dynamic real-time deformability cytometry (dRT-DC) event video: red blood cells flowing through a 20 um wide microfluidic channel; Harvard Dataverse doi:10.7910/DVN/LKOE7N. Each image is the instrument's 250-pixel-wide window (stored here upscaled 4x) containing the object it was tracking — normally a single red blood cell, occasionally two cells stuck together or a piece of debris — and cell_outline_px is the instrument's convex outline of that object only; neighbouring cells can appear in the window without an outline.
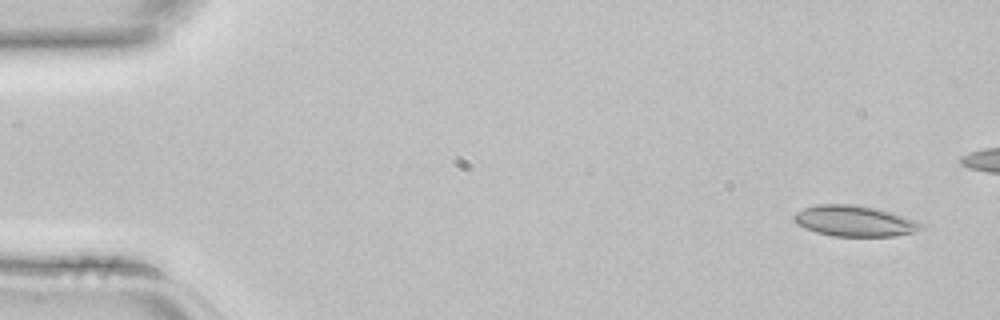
{"species": "common noctule bat (a hibernating species)", "species_latin": "Nyctalus noctula", "temperature_condition": "room temperature", "stored_images_in_passage": 4, "camera_frame_rate_fps": 3000, "um_per_image_px": 0.085, "animal": {"sex": "female", "body_mass_g": 22.7, "forearm_length_mm": 54.2}, "frame": {"image": 1, "passage_image": 1, "time_ms": 0.0, "image_size_px": [1000, 320], "cell_outline_px": [[928, 228], [912, 232], [892, 236], [832, 236], [816, 232], [804, 228], [796, 224], [792, 220], [792, 216], [796, 212], [804, 208], [816, 204], [852, 204], [876, 208], [916, 220], [924, 224]], "centroid_in_image_um": [72.61, 18.78], "position_along_channel_um": 12.4, "area_um2": 23.0}}